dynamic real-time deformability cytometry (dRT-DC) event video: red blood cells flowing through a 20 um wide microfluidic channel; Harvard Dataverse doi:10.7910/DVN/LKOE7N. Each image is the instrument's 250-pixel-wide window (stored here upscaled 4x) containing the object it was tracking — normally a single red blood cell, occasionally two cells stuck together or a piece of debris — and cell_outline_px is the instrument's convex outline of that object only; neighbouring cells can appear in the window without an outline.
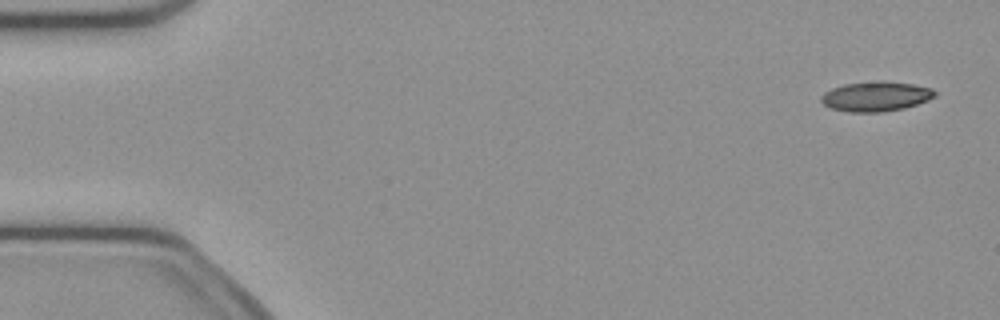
{"species": "common noctule bat (a hibernating species)", "species_latin": "Nyctalus noctula", "temperature_condition": "cold", "stored_images_in_passage": 10, "camera_frame_rate_fps": 3000, "um_per_image_px": 0.085, "animal": {"sex": "female", "body_mass_g": 21.9}, "frame": {"image": 1, "passage_image": 2, "time_ms": 0.333, "image_size_px": [1000, 320], "cell_outline_px": [[936, 96], [928, 100], [904, 108], [880, 112], [848, 112], [832, 108], [824, 104], [820, 100], [820, 96], [824, 92], [832, 88], [844, 84], [876, 80], [884, 80], [912, 84], [932, 88], [936, 92]], "centroid_in_image_um": [74.44, 8.18], "position_along_channel_um": 10.6, "area_um2": 19.88}}